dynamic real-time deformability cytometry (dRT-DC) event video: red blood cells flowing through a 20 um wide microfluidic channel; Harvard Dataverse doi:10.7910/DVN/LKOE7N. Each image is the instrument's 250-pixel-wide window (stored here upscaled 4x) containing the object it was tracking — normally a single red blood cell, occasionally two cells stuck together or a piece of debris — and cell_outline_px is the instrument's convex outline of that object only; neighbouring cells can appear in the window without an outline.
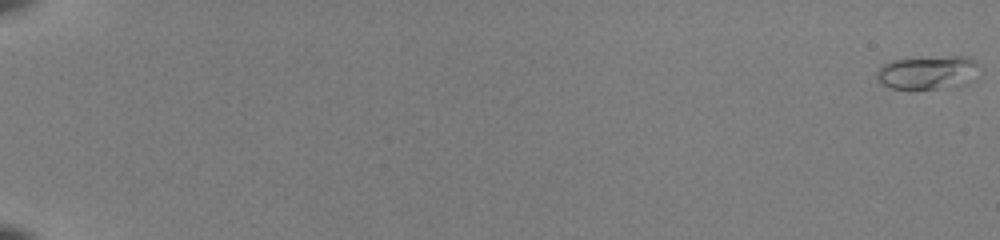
{"species": "common noctule bat (a hibernating species)", "species_latin": "Nyctalus noctula", "temperature_condition": "room temperature", "stored_images_in_passage": 43, "camera_frame_rate_fps": 3000, "um_per_image_px": 0.085, "animal": {"sex": "female", "body_mass_g": 22.0, "forearm_length_mm": 56.7}, "frame": {"image": 1, "passage_image": 1, "time_ms": 0.0, "image_size_px": [1000, 240], "cell_outline_px": [[976, 64], [972, 80], [968, 84], [936, 88], [888, 88], [880, 84], [876, 76], [876, 72], [884, 64], [892, 60], [952, 56], [964, 56], [976, 60]], "centroid_in_image_um": [78.8, 6.16], "position_along_channel_um": 6.2, "area_um2": 19.59}}
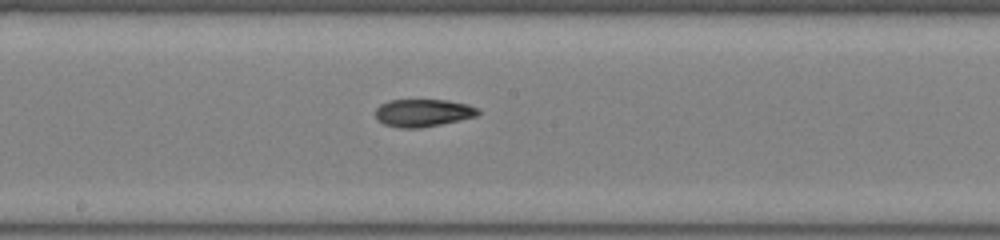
{"frame": {"image": 2, "passage_image": 33, "time_ms": 10.667, "image_size_px": [1000, 240], "cell_outline_px": [[480, 112], [476, 116], [460, 120], [420, 128], [400, 128], [384, 124], [376, 120], [376, 108], [380, 104], [388, 100], [448, 100], [468, 104], [480, 108]], "centroid_in_image_um": [35.96, 9.59], "position_along_channel_um": 212.2, "area_um2": 16.65}}
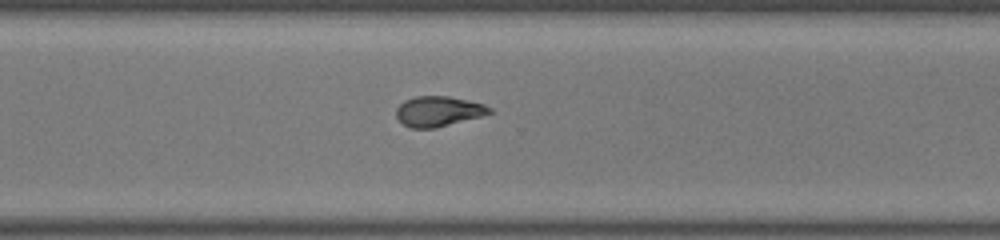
{"frame": {"image": 3, "passage_image": 42, "time_ms": 13.667, "image_size_px": [1000, 240], "cell_outline_px": [[492, 112], [480, 116], [436, 128], [408, 128], [396, 116], [396, 108], [404, 100], [416, 96], [448, 96], [484, 104], [492, 108]], "centroid_in_image_um": [37.23, 9.46], "position_along_channel_um": 333.4, "area_um2": 16.3}}